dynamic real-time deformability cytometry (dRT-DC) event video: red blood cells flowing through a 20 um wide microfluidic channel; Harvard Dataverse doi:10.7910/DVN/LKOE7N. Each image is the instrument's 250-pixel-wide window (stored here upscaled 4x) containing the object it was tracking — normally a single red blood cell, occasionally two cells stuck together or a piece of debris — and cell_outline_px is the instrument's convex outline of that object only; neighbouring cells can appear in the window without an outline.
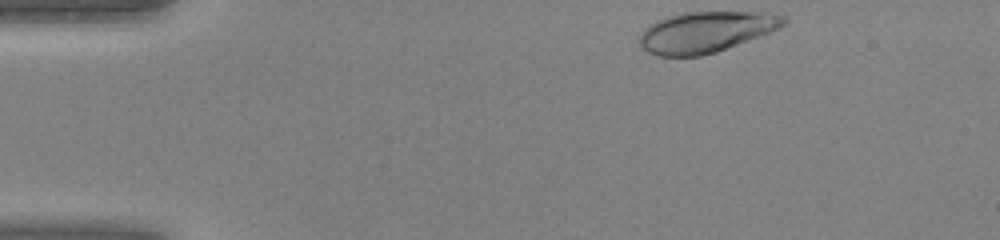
{"species": "human", "species_latin": "Homo sapiens", "temperature_condition": "warm", "stored_images_in_passage": 33, "camera_frame_rate_fps": 3000, "um_per_image_px": 0.085, "donor": {"sex": "female"}, "frame": {"image": 1, "passage_image": 1, "time_ms": 0.0, "image_size_px": [1000, 240], "cell_outline_px": [[784, 24], [768, 32], [716, 52], [700, 56], [660, 56], [648, 52], [640, 44], [640, 36], [656, 20], [680, 12], [768, 12], [780, 16], [784, 20]], "centroid_in_image_um": [59.95, 2.71], "position_along_channel_um": 25.1, "area_um2": 33.52}}
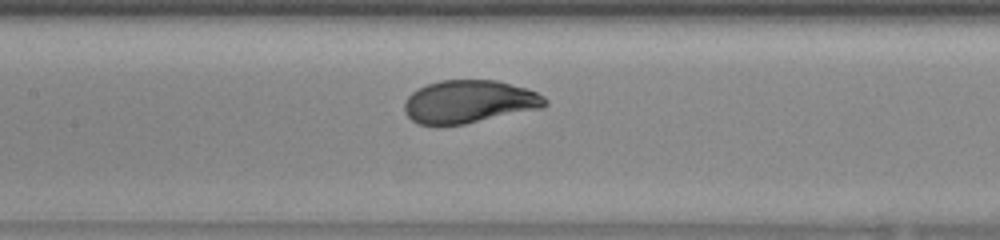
{"frame": {"image": 2, "passage_image": 16, "time_ms": 5.0, "image_size_px": [1000, 240], "cell_outline_px": [[548, 104], [544, 108], [464, 124], [436, 128], [420, 124], [412, 120], [408, 116], [404, 108], [404, 104], [408, 96], [412, 92], [428, 84], [440, 80], [496, 80], [524, 88], [536, 92], [544, 96], [548, 100]], "centroid_in_image_um": [39.87, 8.67], "position_along_channel_um": 167.5, "area_um2": 35.55}}
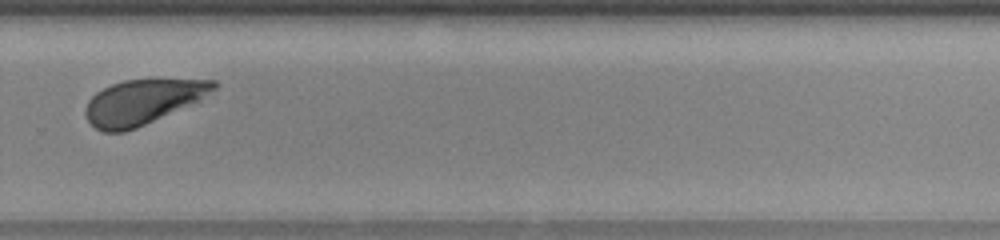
{"frame": {"image": 3, "passage_image": 26, "time_ms": 8.333, "image_size_px": [1000, 240], "cell_outline_px": [[220, 84], [216, 88], [196, 100], [136, 128], [124, 132], [104, 132], [96, 128], [88, 120], [84, 112], [84, 108], [88, 100], [96, 92], [112, 84], [124, 80], [216, 80]], "centroid_in_image_um": [12.03, 8.66], "position_along_channel_um": 317.8, "area_um2": 32.48}}